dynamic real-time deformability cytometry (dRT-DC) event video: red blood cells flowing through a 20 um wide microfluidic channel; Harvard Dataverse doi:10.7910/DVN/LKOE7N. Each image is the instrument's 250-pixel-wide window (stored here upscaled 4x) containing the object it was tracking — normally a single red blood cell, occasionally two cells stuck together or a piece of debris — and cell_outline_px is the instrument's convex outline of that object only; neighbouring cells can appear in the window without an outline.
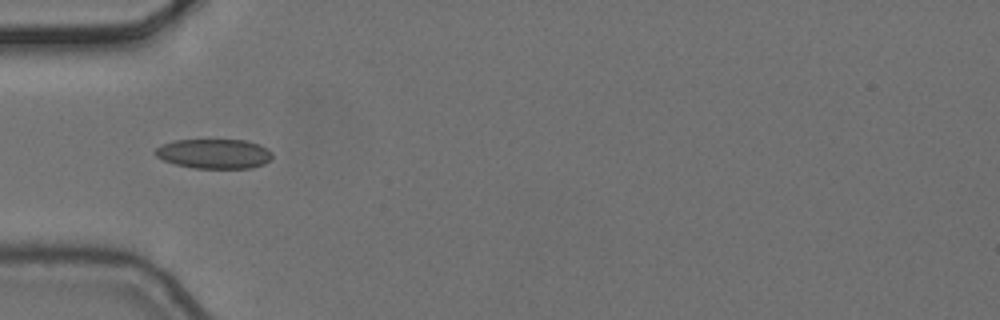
{"species": "common noctule bat (a hibernating species)", "species_latin": "Nyctalus noctula", "temperature_condition": "cold", "stored_images_in_passage": 5, "camera_frame_rate_fps": 3000, "um_per_image_px": 0.085, "animal": {"sex": "female", "body_mass_g": 24.6, "forearm_length_mm": 56.2}, "frame": {"image": 1, "passage_image": 1, "time_ms": 0.0, "image_size_px": [1000, 320], "cell_outline_px": [[272, 160], [264, 164], [252, 168], [192, 168], [176, 164], [164, 160], [156, 156], [152, 152], [156, 148], [164, 144], [176, 140], [244, 140], [260, 144], [268, 148], [272, 152]], "centroid_in_image_um": [18.24, 13.07], "position_along_channel_um": 66.8, "area_um2": 20.35}}
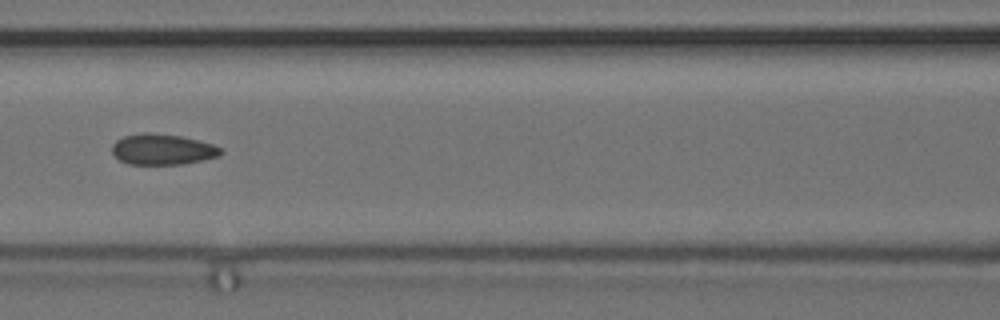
{"frame": {"image": 2, "passage_image": 3, "time_ms": 0.667, "image_size_px": [1000, 320], "cell_outline_px": [[224, 152], [220, 156], [184, 164], [128, 164], [120, 160], [112, 152], [112, 144], [116, 140], [124, 136], [144, 132], [148, 132], [180, 136], [212, 144], [224, 148]], "centroid_in_image_um": [13.83, 12.7], "position_along_channel_um": 152.8, "area_um2": 19.54}}
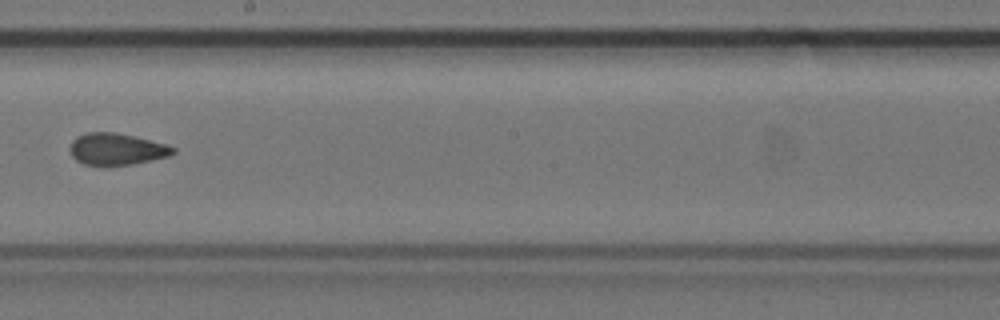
{"frame": {"image": 3, "passage_image": 5, "time_ms": 1.333, "image_size_px": [1000, 320], "cell_outline_px": [[176, 152], [168, 156], [132, 164], [104, 168], [84, 164], [76, 160], [72, 156], [68, 148], [72, 140], [76, 136], [88, 132], [112, 132], [132, 136], [164, 144], [176, 148]], "centroid_in_image_um": [9.83, 12.71], "position_along_channel_um": 238.4, "area_um2": 19.36}}